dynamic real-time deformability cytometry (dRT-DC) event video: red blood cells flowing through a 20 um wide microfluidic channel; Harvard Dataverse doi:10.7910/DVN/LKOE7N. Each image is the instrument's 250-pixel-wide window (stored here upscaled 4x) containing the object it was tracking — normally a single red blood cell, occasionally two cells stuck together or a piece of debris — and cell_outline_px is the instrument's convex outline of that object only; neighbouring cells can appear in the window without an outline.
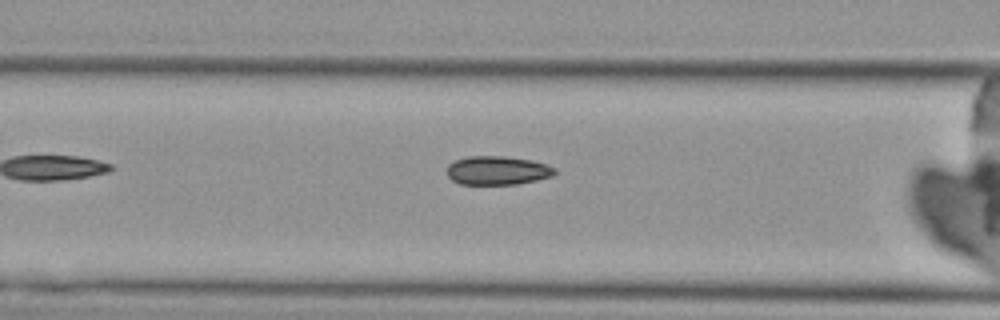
{"species": "Egyptian fruit bat (a non-hibernating species)", "species_latin": "Rousettus aegyptiacus", "temperature_condition": "cold", "stored_images_in_passage": 7, "camera_frame_rate_fps": 3000, "um_per_image_px": 0.085, "animal": {"sex": "female"}, "frame": {"image": 1, "passage_image": 7, "time_ms": 7.0, "image_size_px": [1000, 320], "cell_outline_px": [[556, 172], [552, 176], [536, 180], [516, 184], [460, 184], [452, 180], [448, 176], [448, 164], [456, 160], [468, 156], [504, 156], [532, 160], [548, 164], [556, 168]], "centroid_in_image_um": [42.3, 14.48], "position_along_channel_um": 124.3, "area_um2": 18.09}}